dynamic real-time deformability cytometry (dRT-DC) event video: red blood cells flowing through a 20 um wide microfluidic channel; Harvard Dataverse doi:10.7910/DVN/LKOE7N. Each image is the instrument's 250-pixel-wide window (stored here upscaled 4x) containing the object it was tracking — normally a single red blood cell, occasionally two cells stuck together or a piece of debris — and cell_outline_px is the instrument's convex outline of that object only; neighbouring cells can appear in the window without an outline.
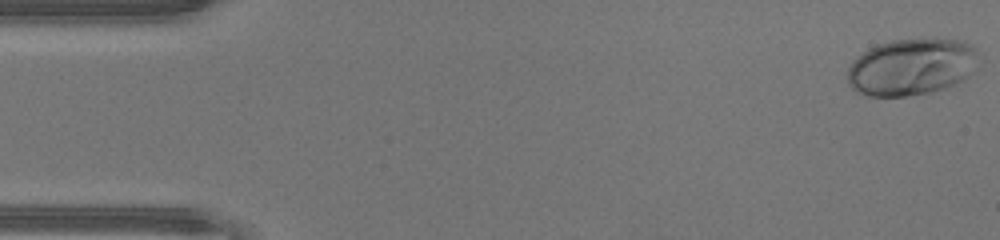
{"species": "human", "species_latin": "Homo sapiens", "temperature_condition": "warm", "stored_images_in_passage": 46, "camera_frame_rate_fps": 3000, "um_per_image_px": 0.085, "donor": {"sex": "male"}, "frame": {"image": 1, "passage_image": 1, "time_ms": 0.0, "image_size_px": [1000, 240], "cell_outline_px": [[980, 68], [964, 80], [956, 84], [944, 88], [928, 92], [908, 96], [868, 96], [856, 92], [848, 84], [848, 68], [852, 60], [856, 56], [868, 48], [892, 40], [964, 40], [972, 44], [976, 48]], "centroid_in_image_um": [77.51, 5.7], "position_along_channel_um": 7.5, "area_um2": 43.81}}
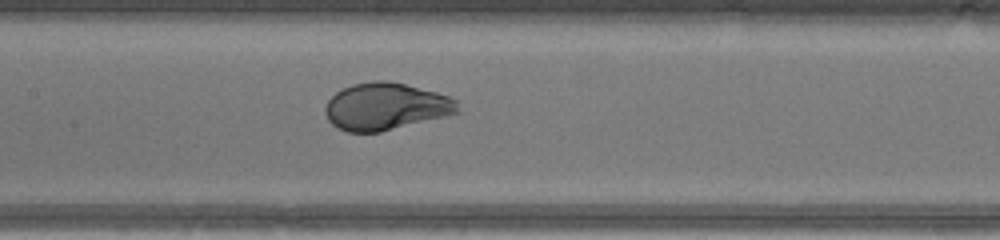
{"frame": {"image": 2, "passage_image": 22, "time_ms": 7.0, "image_size_px": [1000, 240], "cell_outline_px": [[460, 112], [380, 132], [348, 132], [336, 128], [328, 120], [324, 112], [324, 108], [328, 100], [336, 92], [352, 84], [376, 80], [388, 80], [436, 92], [448, 96], [456, 100]], "centroid_in_image_um": [32.75, 9.05], "position_along_channel_um": 174.7, "area_um2": 36.24}}
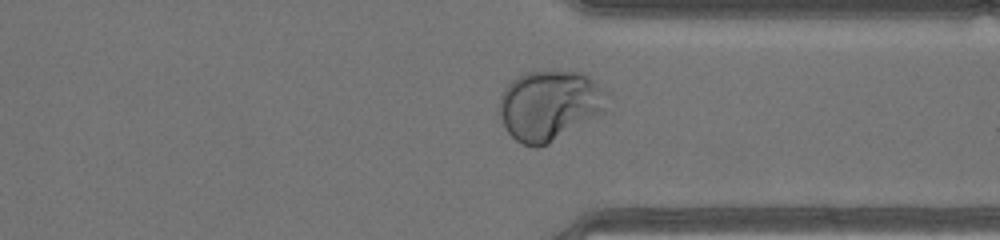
{"frame": {"image": 3, "passage_image": 35, "time_ms": 11.333, "image_size_px": [1000, 240], "cell_outline_px": [[604, 112], [548, 144], [540, 148], [536, 148], [524, 144], [516, 140], [508, 132], [500, 116], [500, 96], [504, 88], [516, 76], [524, 72], [584, 72], [604, 92]], "centroid_in_image_um": [46.65, 8.97], "position_along_channel_um": 364.8, "area_um2": 43.29}, "authors_computed_cell_mechanics": {"area_um2": 39.7953, "velocity_mm_per_s": 4.4203, "shape_relaxation_time_tau1_ms": 3.5399, "shape_relaxation_time_tau2_ms": null, "deformation_change_tau1": 0.2166, "deformation_change_tau2": null}}